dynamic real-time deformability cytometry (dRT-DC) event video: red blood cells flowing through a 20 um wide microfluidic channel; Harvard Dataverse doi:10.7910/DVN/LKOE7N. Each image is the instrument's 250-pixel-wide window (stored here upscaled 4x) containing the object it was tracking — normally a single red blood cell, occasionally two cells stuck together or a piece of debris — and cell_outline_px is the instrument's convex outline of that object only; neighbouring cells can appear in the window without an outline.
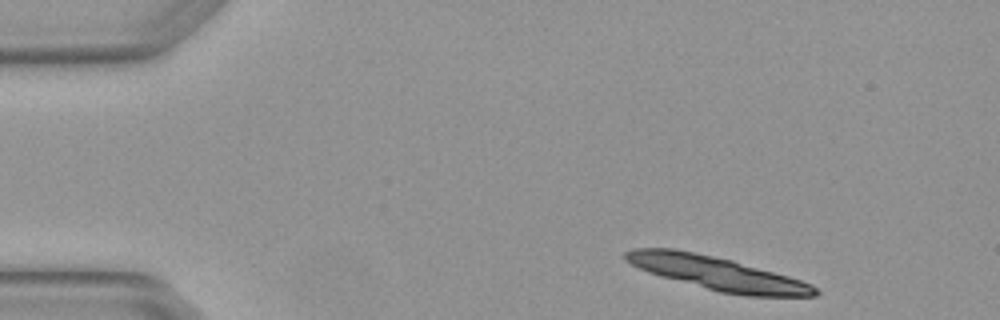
{"species": "Egyptian fruit bat (a non-hibernating species)", "species_latin": "Rousettus aegyptiacus", "temperature_condition": "warm", "stored_images_in_passage": 2, "camera_frame_rate_fps": 3000, "um_per_image_px": 0.085, "animal": {"sex": "female"}, "frame": {"image": 1, "passage_image": 1, "time_ms": 0.0, "image_size_px": [1000, 320], "cell_outline_px": [[820, 292], [816, 296], [744, 296], [720, 292], [660, 276], [648, 272], [624, 260], [624, 252], [632, 248], [672, 248], [732, 260], [788, 276], [812, 284]], "centroid_in_image_um": [60.95, 23.23], "position_along_channel_um": 24.0, "area_um2": 36.59}}